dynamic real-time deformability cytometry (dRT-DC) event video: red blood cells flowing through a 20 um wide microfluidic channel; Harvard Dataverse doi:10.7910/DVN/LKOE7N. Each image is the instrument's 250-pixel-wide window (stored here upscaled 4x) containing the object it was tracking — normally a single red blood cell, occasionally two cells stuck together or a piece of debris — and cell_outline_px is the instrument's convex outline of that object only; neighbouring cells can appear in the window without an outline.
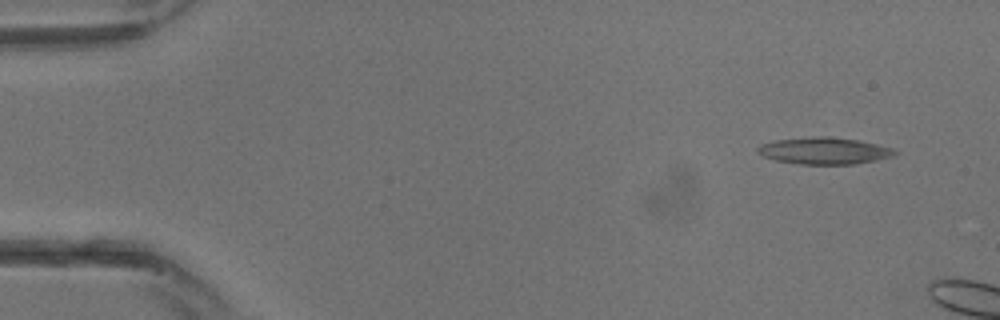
{"species": "common noctule bat (a hibernating species)", "species_latin": "Nyctalus noctula", "temperature_condition": "warm", "stored_images_in_passage": 4, "camera_frame_rate_fps": 3000, "um_per_image_px": 0.085, "animal": {"sex": "male", "body_mass_g": 13.3}, "frame": {"image": 1, "passage_image": 2, "time_ms": 0.333, "image_size_px": [1000, 320], "cell_outline_px": [[900, 152], [892, 156], [876, 160], [852, 164], [800, 164], [776, 160], [764, 156], [756, 152], [756, 148], [760, 144], [776, 140], [812, 136], [832, 136], [860, 140], [892, 148]], "centroid_in_image_um": [70.05, 12.8], "position_along_channel_um": 14.9, "area_um2": 21.5}}